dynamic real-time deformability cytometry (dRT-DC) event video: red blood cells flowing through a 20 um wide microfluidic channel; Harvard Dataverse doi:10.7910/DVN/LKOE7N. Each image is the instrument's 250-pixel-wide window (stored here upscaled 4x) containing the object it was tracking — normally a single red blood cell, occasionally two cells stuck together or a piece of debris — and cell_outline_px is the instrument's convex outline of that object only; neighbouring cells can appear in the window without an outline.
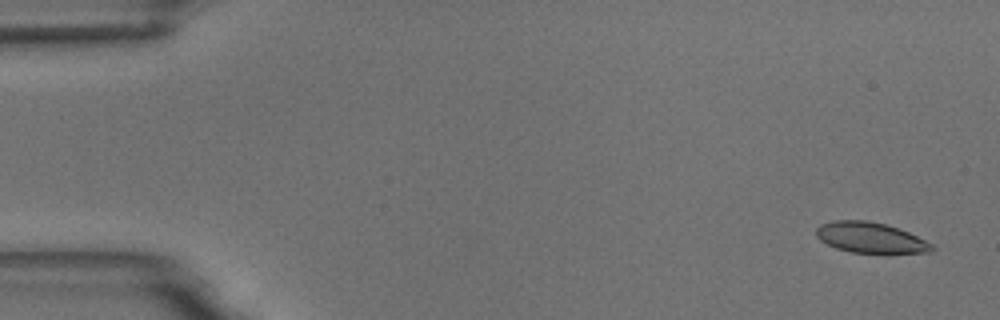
{"species": "common noctule bat (a hibernating species)", "species_latin": "Nyctalus noctula", "temperature_condition": "room temperature", "stored_images_in_passage": 5, "camera_frame_rate_fps": 3000, "um_per_image_px": 0.085, "animal": {"sex": "male", "body_mass_g": 18.8}, "frame": {"image": 1, "passage_image": 1, "time_ms": 0.0, "image_size_px": [1000, 320], "cell_outline_px": [[936, 248], [932, 252], [888, 256], [884, 256], [852, 252], [836, 248], [820, 240], [816, 236], [816, 228], [820, 224], [832, 220], [868, 220], [888, 224], [908, 232], [932, 244]], "centroid_in_image_um": [74.05, 20.25], "position_along_channel_um": 10.9, "area_um2": 21.68}}
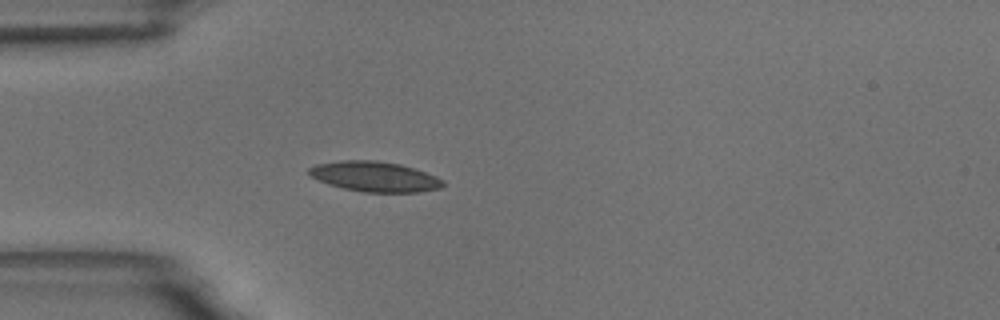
{"frame": {"image": 2, "passage_image": 5, "time_ms": 4.667, "image_size_px": [1000, 320], "cell_outline_px": [[444, 184], [440, 188], [420, 192], [364, 192], [344, 188], [328, 184], [312, 176], [308, 172], [308, 168], [316, 164], [340, 160], [376, 160], [400, 164], [436, 176], [444, 180]], "centroid_in_image_um": [31.85, 15.0], "position_along_channel_um": 53.1, "area_um2": 23.41}}